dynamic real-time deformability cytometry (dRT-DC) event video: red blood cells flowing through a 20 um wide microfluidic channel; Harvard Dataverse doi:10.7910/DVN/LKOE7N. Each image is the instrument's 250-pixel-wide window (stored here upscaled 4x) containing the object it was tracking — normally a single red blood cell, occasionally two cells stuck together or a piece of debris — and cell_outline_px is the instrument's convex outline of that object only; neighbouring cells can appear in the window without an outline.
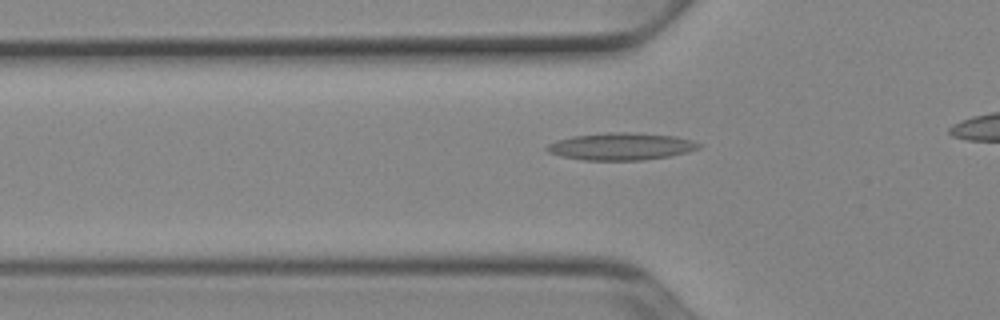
{"species": "Egyptian fruit bat (a non-hibernating species)", "species_latin": "Rousettus aegyptiacus", "temperature_condition": "cold", "stored_images_in_passage": 35, "camera_frame_rate_fps": 3000, "um_per_image_px": 0.085, "animal": {"sex": "female"}, "frame": {"image": 1, "passage_image": 8, "time_ms": 2.333, "image_size_px": [1000, 320], "cell_outline_px": [[704, 144], [700, 148], [688, 152], [668, 156], [644, 160], [584, 160], [560, 156], [548, 152], [544, 148], [548, 144], [556, 140], [572, 136], [608, 132], [628, 132], [676, 136], [692, 140]], "centroid_in_image_um": [52.8, 12.44], "position_along_channel_um": 73.0, "area_um2": 24.28}}
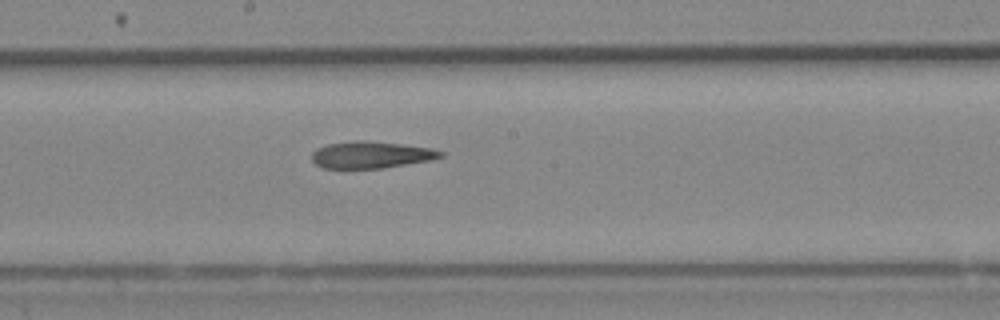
{"frame": {"image": 2, "passage_image": 19, "time_ms": 6.0, "image_size_px": [1000, 320], "cell_outline_px": [[444, 156], [428, 160], [380, 168], [324, 168], [316, 164], [312, 160], [312, 152], [316, 148], [328, 144], [356, 140], [360, 140], [400, 144], [432, 148], [444, 152]], "centroid_in_image_um": [31.51, 13.15], "position_along_channel_um": 216.7, "area_um2": 19.83}}
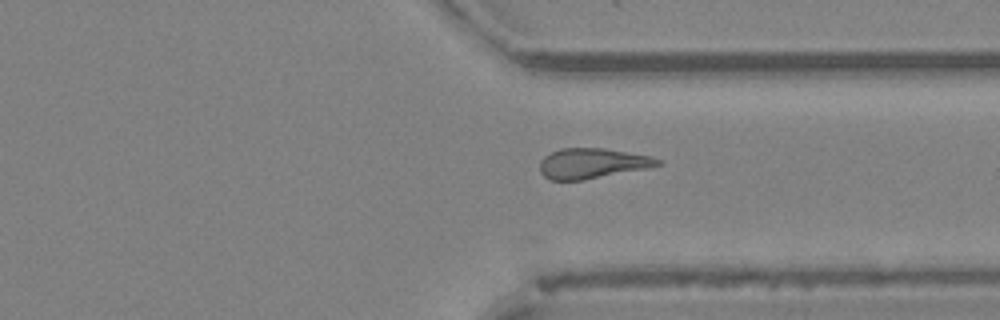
{"frame": {"image": 3, "passage_image": 30, "time_ms": 9.667, "image_size_px": [1000, 320], "cell_outline_px": [[664, 164], [584, 180], [548, 180], [540, 172], [540, 160], [544, 156], [560, 148], [604, 148], [652, 156], [660, 160]], "centroid_in_image_um": [50.3, 13.88], "position_along_channel_um": 361.1, "area_um2": 20.69}}